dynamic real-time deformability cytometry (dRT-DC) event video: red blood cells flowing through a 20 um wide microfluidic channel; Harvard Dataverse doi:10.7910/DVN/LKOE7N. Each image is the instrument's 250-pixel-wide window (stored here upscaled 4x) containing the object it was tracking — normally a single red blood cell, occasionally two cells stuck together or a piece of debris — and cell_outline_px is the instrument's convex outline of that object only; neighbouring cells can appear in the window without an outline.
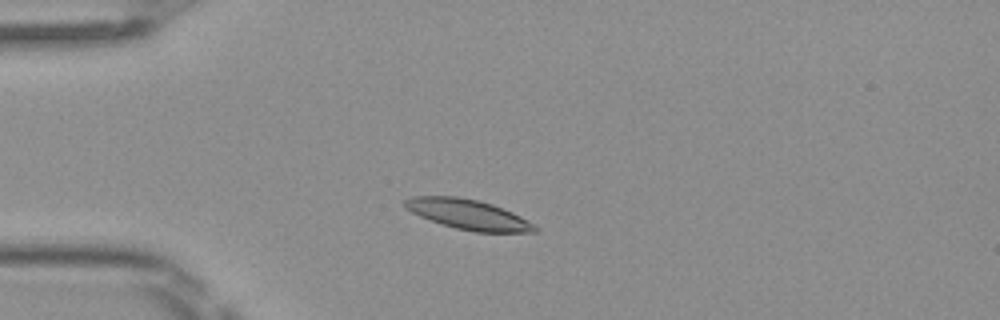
{"species": "Egyptian fruit bat (a non-hibernating species)", "species_latin": "Rousettus aegyptiacus", "temperature_condition": "room temperature", "stored_images_in_passage": 6, "camera_frame_rate_fps": 3000, "um_per_image_px": 0.085, "frame": {"image": 1, "passage_image": 2, "time_ms": 0.333, "image_size_px": [1000, 320], "cell_outline_px": [[540, 228], [536, 232], [476, 232], [456, 228], [420, 216], [412, 212], [404, 204], [404, 200], [412, 196], [456, 196], [480, 200], [492, 204], [512, 212], [536, 224]], "centroid_in_image_um": [39.86, 18.22], "position_along_channel_um": 45.1, "area_um2": 22.6}}
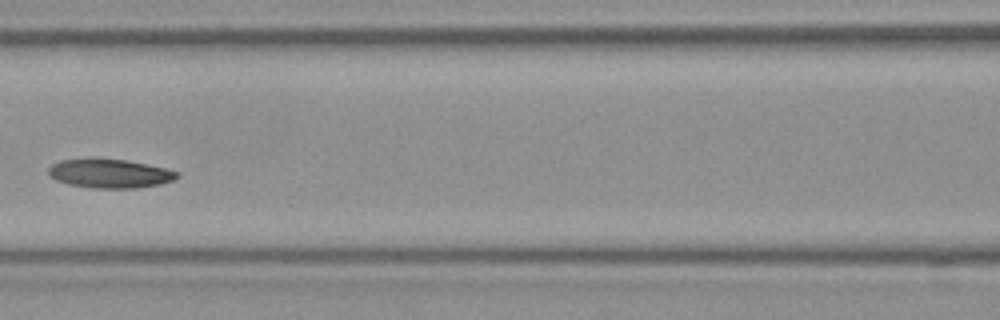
{"frame": {"image": 2, "passage_image": 5, "time_ms": 1.333, "image_size_px": [1000, 320], "cell_outline_px": [[180, 176], [172, 180], [160, 184], [136, 188], [92, 188], [68, 184], [56, 180], [48, 176], [48, 168], [52, 164], [60, 160], [88, 156], [96, 156], [124, 160], [148, 164], [180, 172]], "centroid_in_image_um": [9.27, 14.71], "position_along_channel_um": 157.3, "area_um2": 22.37}}
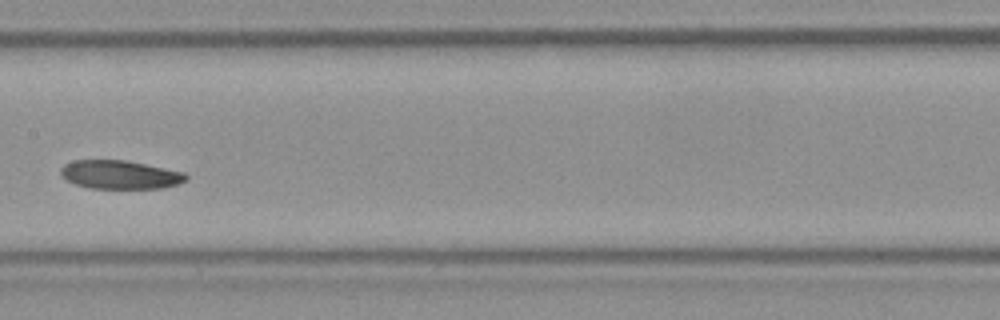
{"frame": {"image": 3, "passage_image": 6, "time_ms": 1.667, "image_size_px": [1000, 320], "cell_outline_px": [[188, 180], [176, 184], [160, 188], [88, 188], [76, 184], [60, 176], [60, 168], [64, 164], [72, 160], [128, 160], [184, 172], [188, 176]], "centroid_in_image_um": [10.18, 14.83], "position_along_channel_um": 197.2, "area_um2": 20.92}}